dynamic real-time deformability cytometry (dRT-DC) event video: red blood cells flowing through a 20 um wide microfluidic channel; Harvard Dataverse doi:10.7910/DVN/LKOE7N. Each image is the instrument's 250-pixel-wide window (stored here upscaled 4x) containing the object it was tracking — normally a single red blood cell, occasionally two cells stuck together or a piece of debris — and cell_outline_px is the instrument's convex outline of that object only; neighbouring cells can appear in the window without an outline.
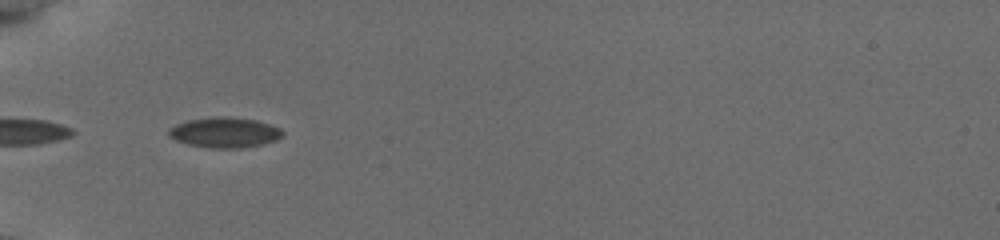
{"species": "common noctule bat (a hibernating species)", "species_latin": "Nyctalus noctula", "temperature_condition": "cold", "stored_images_in_passage": 10, "camera_frame_rate_fps": 3000, "um_per_image_px": 0.085, "animal": {"sex": "female", "body_mass_g": 19.5, "forearm_length_mm": 54.1}, "frame": {"image": 1, "passage_image": 1, "time_ms": 0.0, "image_size_px": [1000, 240], "cell_outline_px": [[284, 136], [276, 140], [260, 144], [240, 148], [212, 148], [188, 144], [176, 140], [168, 136], [168, 128], [176, 124], [188, 120], [212, 116], [228, 116], [256, 120], [280, 128], [284, 132]], "centroid_in_image_um": [19.08, 11.25], "position_along_channel_um": 65.9, "area_um2": 20.17}}
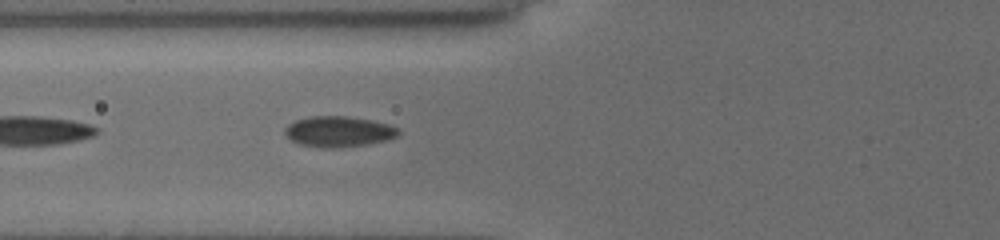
{"frame": {"image": 2, "passage_image": 4, "time_ms": 1.0, "image_size_px": [1000, 240], "cell_outline_px": [[400, 132], [396, 136], [388, 140], [368, 144], [336, 148], [324, 148], [300, 144], [292, 140], [284, 132], [284, 128], [288, 124], [296, 120], [308, 116], [348, 116], [372, 120], [388, 124], [396, 128]], "centroid_in_image_um": [28.77, 11.18], "position_along_channel_um": 97.0, "area_um2": 20.29}}